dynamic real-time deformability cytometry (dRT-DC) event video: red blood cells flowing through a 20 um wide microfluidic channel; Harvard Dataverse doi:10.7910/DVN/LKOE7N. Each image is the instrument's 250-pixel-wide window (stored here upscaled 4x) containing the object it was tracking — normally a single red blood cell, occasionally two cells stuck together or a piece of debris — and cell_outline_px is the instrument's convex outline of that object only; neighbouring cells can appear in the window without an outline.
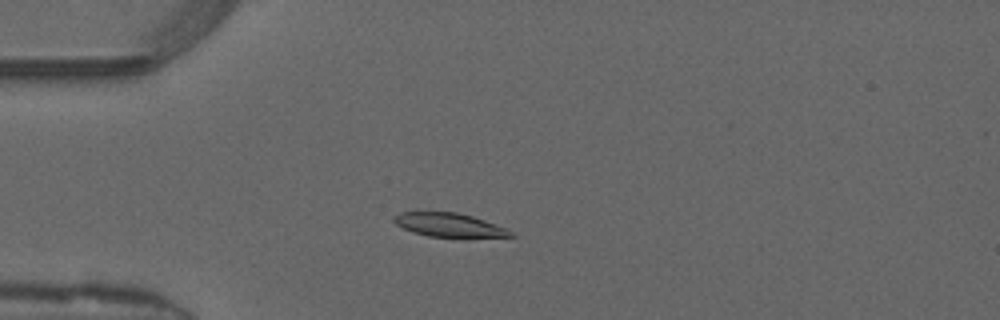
{"species": "common noctule bat (a hibernating species)", "species_latin": "Nyctalus noctula", "temperature_condition": "warm", "stored_images_in_passage": 42, "camera_frame_rate_fps": 3000, "um_per_image_px": 0.085, "animal": {"sex": "male", "forearm_length_mm": 52.5}, "frame": {"image": 1, "passage_image": 6, "time_ms": 1.667, "image_size_px": [1000, 320], "cell_outline_px": [[516, 236], [428, 236], [412, 232], [396, 224], [392, 220], [400, 212], [456, 212], [472, 216], [484, 220], [504, 228], [512, 232]], "centroid_in_image_um": [38.11, 19.1], "position_along_channel_um": 46.9, "area_um2": 15.55}}
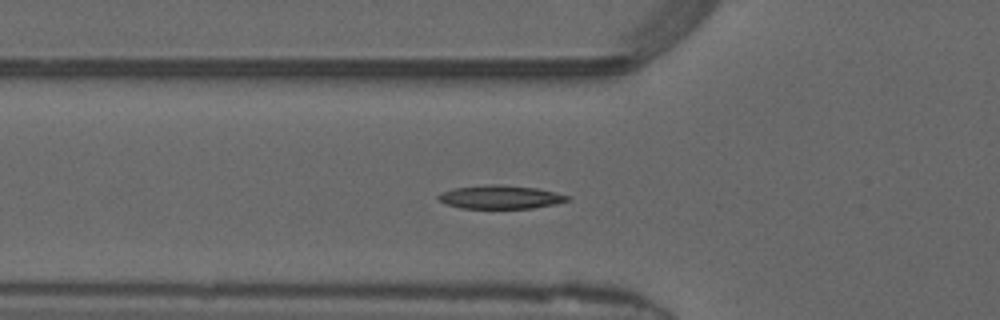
{"frame": {"image": 2, "passage_image": 10, "time_ms": 3.0, "image_size_px": [1000, 320], "cell_outline_px": [[572, 200], [532, 208], [460, 208], [444, 204], [436, 196], [440, 192], [452, 188], [492, 184], [500, 184], [536, 188], [556, 192], [572, 196]], "centroid_in_image_um": [42.52, 16.74], "position_along_channel_um": 83.3, "area_um2": 17.8}}
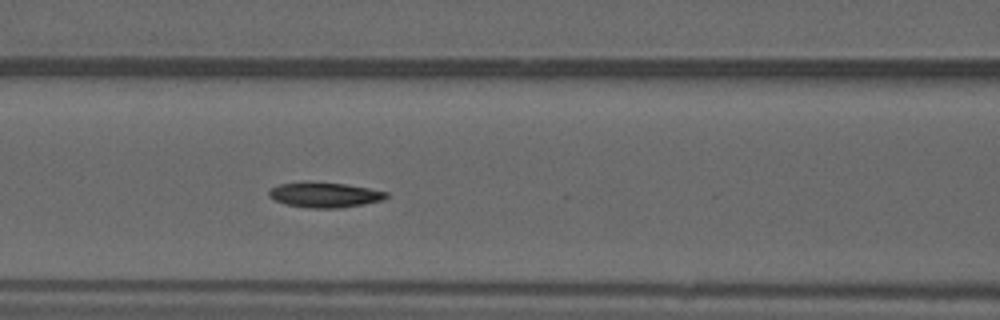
{"frame": {"image": 3, "passage_image": 14, "time_ms": 4.333, "image_size_px": [1000, 320], "cell_outline_px": [[388, 196], [384, 200], [364, 204], [340, 208], [308, 208], [288, 204], [276, 200], [268, 196], [268, 192], [272, 188], [280, 184], [304, 180], [308, 180], [344, 184], [368, 188], [388, 192]], "centroid_in_image_um": [27.6, 16.54], "position_along_channel_um": 139.0, "area_um2": 17.4}, "authors_computed_cell_mechanics": {"area_um2": 16.9354, "velocity_mm_per_s": 4.1389, "shape_relaxation_time_tau1_ms": 6.9264, "shape_relaxation_time_tau2_ms": null, "deformation_change_tau1": 0.1944, "deformation_change_tau2": null}}